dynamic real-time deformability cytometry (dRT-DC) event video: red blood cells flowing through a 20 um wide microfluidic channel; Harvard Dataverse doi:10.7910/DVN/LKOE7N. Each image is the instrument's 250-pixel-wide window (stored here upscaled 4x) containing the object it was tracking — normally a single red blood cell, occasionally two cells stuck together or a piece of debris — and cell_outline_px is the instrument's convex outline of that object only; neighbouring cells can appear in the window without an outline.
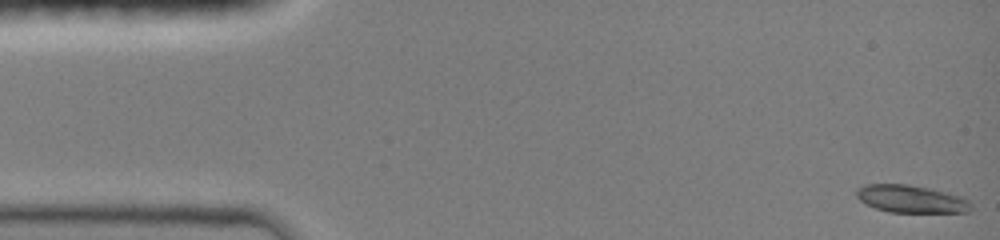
{"species": "common noctule bat (a hibernating species)", "species_latin": "Nyctalus noctula", "temperature_condition": "room temperature", "stored_images_in_passage": 35, "camera_frame_rate_fps": 3000, "um_per_image_px": 0.085, "animal": {"sex": "female", "body_mass_g": 19.0, "forearm_length_mm": 51.5}, "frame": {"image": 1, "passage_image": 1, "time_ms": 0.0, "image_size_px": [1000, 240], "cell_outline_px": [[972, 208], [968, 212], [888, 212], [876, 208], [860, 200], [856, 196], [856, 192], [860, 188], [868, 184], [904, 184], [928, 188], [960, 196], [968, 200], [972, 204]], "centroid_in_image_um": [77.47, 16.92], "position_along_channel_um": 7.5, "area_um2": 18.09}}
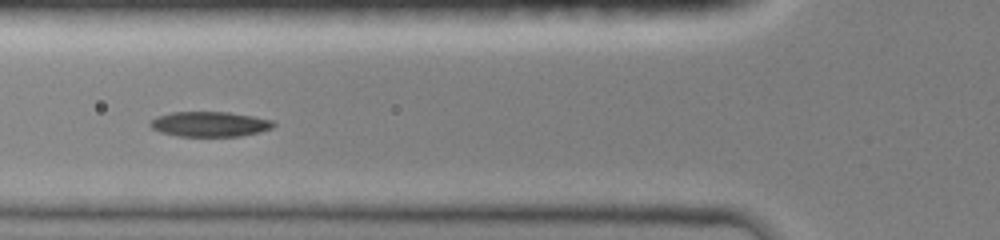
{"frame": {"image": 2, "passage_image": 26, "time_ms": 5.333, "image_size_px": [1000, 240], "cell_outline_px": [[276, 124], [272, 128], [260, 132], [240, 136], [176, 136], [160, 132], [152, 128], [148, 124], [156, 116], [172, 112], [228, 112], [252, 116], [272, 120]], "centroid_in_image_um": [17.81, 10.55], "position_along_channel_um": 108.0, "area_um2": 18.03}}
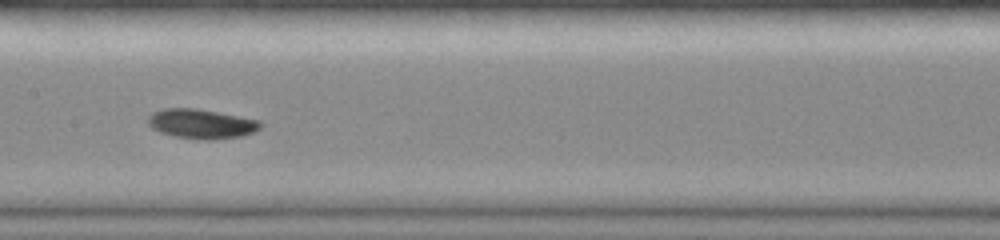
{"frame": {"image": 3, "passage_image": 34, "time_ms": 7.333, "image_size_px": [1000, 240], "cell_outline_px": [[260, 128], [244, 136], [216, 140], [204, 140], [176, 136], [160, 132], [152, 128], [148, 124], [148, 116], [152, 112], [164, 108], [196, 108], [260, 120]], "centroid_in_image_um": [17.1, 10.52], "position_along_channel_um": 190.3, "area_um2": 19.36}}